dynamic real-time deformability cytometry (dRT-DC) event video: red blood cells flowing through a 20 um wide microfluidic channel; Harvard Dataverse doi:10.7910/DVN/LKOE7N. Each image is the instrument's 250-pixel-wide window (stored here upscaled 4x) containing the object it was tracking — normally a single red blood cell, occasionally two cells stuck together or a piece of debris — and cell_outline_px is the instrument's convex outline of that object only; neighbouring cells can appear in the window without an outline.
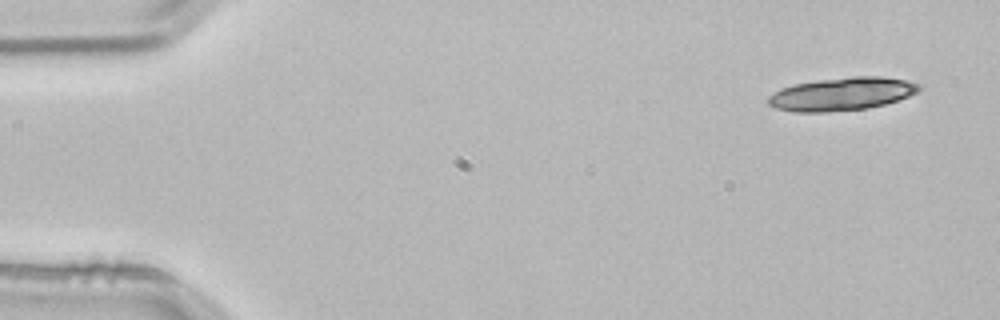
{"species": "common noctule bat (a hibernating species)", "species_latin": "Nyctalus noctula", "temperature_condition": "room temperature", "stored_images_in_passage": 3, "camera_frame_rate_fps": 3000, "um_per_image_px": 0.085, "animal": {"sex": "male", "body_mass_g": 21.5, "forearm_length_mm": 52.0}, "frame": {"image": 1, "passage_image": 1, "time_ms": 0.0, "image_size_px": [1000, 320], "cell_outline_px": [[920, 88], [916, 92], [908, 96], [884, 104], [868, 108], [828, 112], [792, 112], [776, 108], [768, 104], [768, 96], [780, 88], [792, 84], [820, 80], [852, 76], [880, 76], [904, 80], [920, 84]], "centroid_in_image_um": [71.5, 7.99], "position_along_channel_um": 13.5, "area_um2": 28.96}}